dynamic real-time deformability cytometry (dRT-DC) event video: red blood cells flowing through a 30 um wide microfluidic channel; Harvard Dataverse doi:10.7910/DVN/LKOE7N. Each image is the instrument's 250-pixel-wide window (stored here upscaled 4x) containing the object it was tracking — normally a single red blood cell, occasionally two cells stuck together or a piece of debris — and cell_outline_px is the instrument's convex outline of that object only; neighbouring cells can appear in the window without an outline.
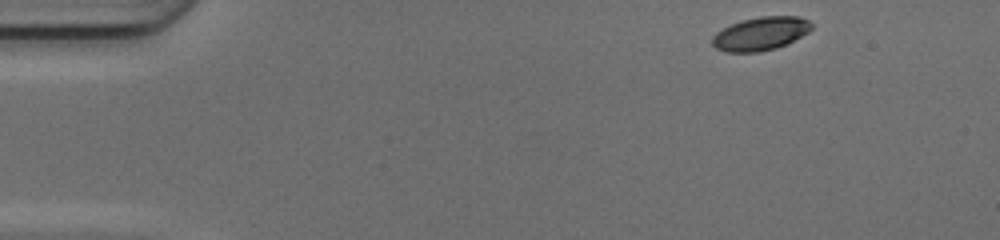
{"species": "common noctule bat (a hibernating species)", "species_latin": "Nyctalus noctula", "temperature_condition": "cold", "stored_images_in_passage": 45, "camera_frame_rate_fps": 3000, "um_per_image_px": 0.085, "animal": {"sex": "female", "body_mass_g": 17.0, "forearm_length_mm": 48.0}, "frame": {"image": 1, "passage_image": 1, "time_ms": 0.0, "image_size_px": [1000, 240], "cell_outline_px": [[812, 28], [808, 32], [788, 44], [776, 48], [760, 52], [724, 52], [716, 48], [712, 44], [712, 36], [716, 32], [732, 24], [744, 20], [760, 16], [800, 16], [808, 20], [812, 24]], "centroid_in_image_um": [64.66, 2.87], "position_along_channel_um": 20.3, "area_um2": 19.36}}
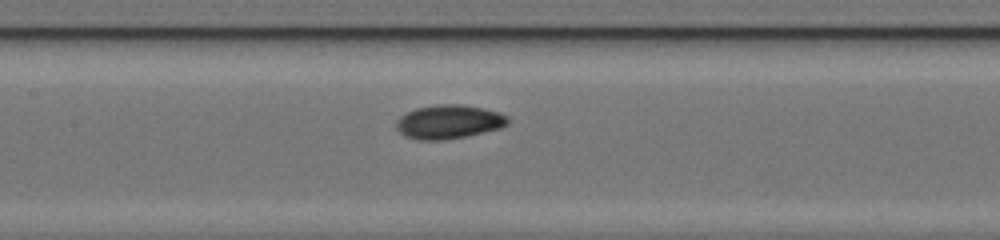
{"frame": {"image": 2, "passage_image": 19, "time_ms": 6.0, "image_size_px": [1000, 240], "cell_outline_px": [[508, 124], [500, 128], [464, 136], [440, 140], [424, 140], [404, 136], [396, 128], [396, 120], [400, 116], [416, 108], [440, 104], [460, 104], [484, 108], [500, 112], [508, 116]], "centroid_in_image_um": [38.15, 10.34], "position_along_channel_um": 169.2, "area_um2": 21.85}}
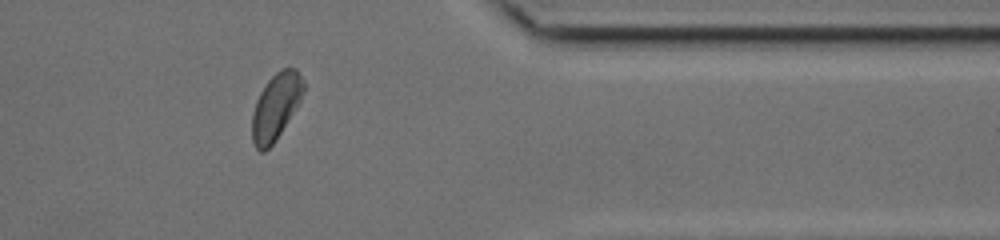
{"frame": {"image": 3, "passage_image": 36, "time_ms": 11.667, "image_size_px": [1000, 240], "cell_outline_px": [[304, 92], [300, 100], [280, 132], [272, 144], [264, 152], [260, 152], [256, 148], [252, 140], [252, 112], [256, 100], [260, 92], [268, 80], [280, 68], [296, 68], [304, 80]], "centroid_in_image_um": [23.43, 9.03], "position_along_channel_um": 388.0, "area_um2": 19.59}, "authors_computed_cell_mechanics": {"area_um2": 20.4034, "velocity_mm_per_s": 4.1506, "shape_relaxation_time_tau1_ms": 1.9399, "shape_relaxation_time_tau2_ms": 2.1128, "deformation_change_tau1": 0.098, "deformation_change_tau2": 0.0581}}